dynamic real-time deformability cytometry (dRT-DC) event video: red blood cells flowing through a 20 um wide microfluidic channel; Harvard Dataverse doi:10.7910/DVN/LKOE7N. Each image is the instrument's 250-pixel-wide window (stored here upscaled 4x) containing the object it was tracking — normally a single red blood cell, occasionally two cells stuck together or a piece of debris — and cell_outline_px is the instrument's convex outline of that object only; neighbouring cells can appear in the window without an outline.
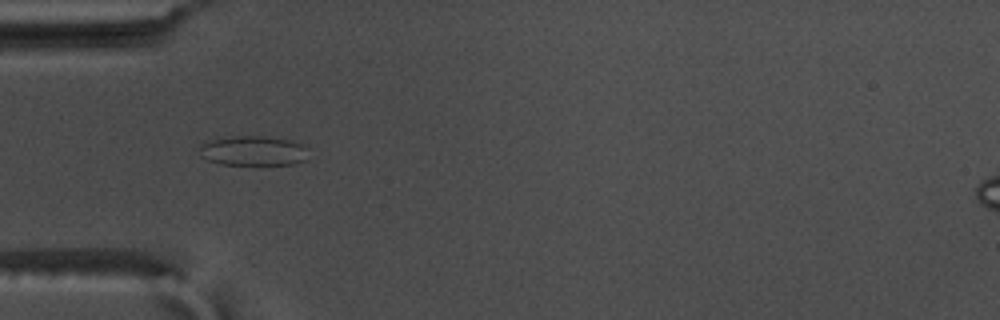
{"species": "common noctule bat (a hibernating species)", "species_latin": "Nyctalus noctula", "temperature_condition": "warm", "stored_images_in_passage": 51, "camera_frame_rate_fps": 3000, "um_per_image_px": 0.085, "animal": {"sex": "male", "body_mass_g": 17.5, "forearm_length_mm": 52.3}, "frame": {"image": 1, "passage_image": 13, "time_ms": 4.0, "image_size_px": [1000, 320], "cell_outline_px": [[308, 160], [292, 164], [220, 164], [208, 160], [200, 156], [200, 144], [212, 140], [232, 136], [264, 136], [292, 140], [308, 148]], "centroid_in_image_um": [21.56, 12.81], "position_along_channel_um": 63.4, "area_um2": 18.96}}
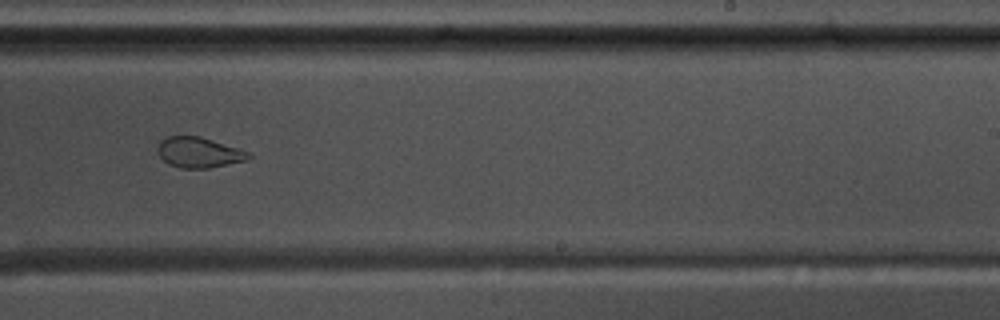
{"frame": {"image": 2, "passage_image": 30, "time_ms": 9.667, "image_size_px": [1000, 320], "cell_outline_px": [[252, 156], [248, 160], [208, 168], [180, 168], [168, 164], [156, 152], [156, 148], [160, 140], [168, 136], [200, 136], [252, 152]], "centroid_in_image_um": [16.91, 12.95], "position_along_channel_um": 272.1, "area_um2": 16.36}}
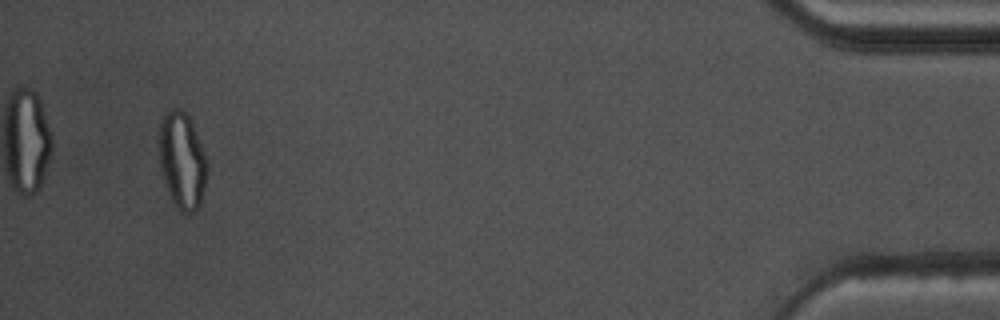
{"frame": {"image": 3, "passage_image": 48, "time_ms": 15.667, "image_size_px": [1000, 320], "cell_outline_px": [[208, 168], [200, 204], [192, 212], [180, 212], [176, 208], [172, 200], [164, 180], [160, 168], [160, 120], [172, 108], [180, 108], [188, 116], [192, 124], [208, 164]], "centroid_in_image_um": [15.48, 13.66], "position_along_channel_um": 419.7, "area_um2": 26.41}, "authors_computed_cell_mechanics": {"area_um2": 20.6346, "velocity_mm_per_s": 3.7158, "shape_relaxation_time_tau1_ms": null, "shape_relaxation_time_tau2_ms": 1.1813, "deformation_change_tau1": null, "deformation_change_tau2": 0.0558}}